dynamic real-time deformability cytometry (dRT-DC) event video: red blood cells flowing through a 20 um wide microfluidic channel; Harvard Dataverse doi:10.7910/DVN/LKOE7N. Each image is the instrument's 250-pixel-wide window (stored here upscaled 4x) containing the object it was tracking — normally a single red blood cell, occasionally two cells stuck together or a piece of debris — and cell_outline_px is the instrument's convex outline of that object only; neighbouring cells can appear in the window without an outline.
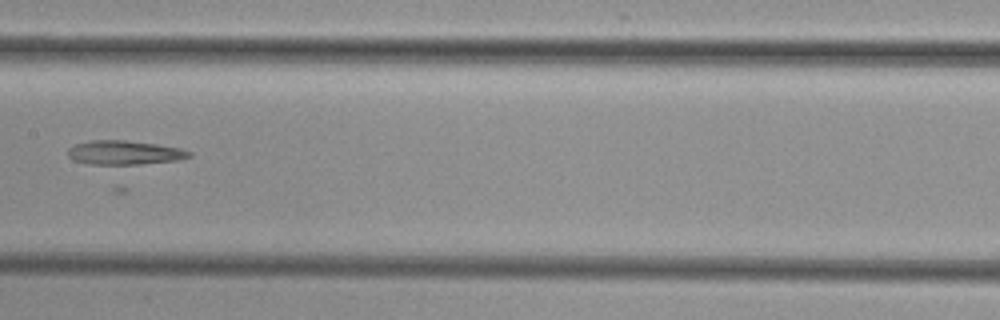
{"species": "common noctule bat (a hibernating species)", "species_latin": "Nyctalus noctula", "temperature_condition": "cold", "stored_images_in_passage": 7, "camera_frame_rate_fps": 3000, "um_per_image_px": 0.085, "animal": {"sex": "female", "body_mass_g": 29.2, "forearm_length_mm": 56.3}, "frame": {"image": 1, "passage_image": 5, "time_ms": 4.667, "image_size_px": [1000, 320], "cell_outline_px": [[192, 156], [176, 160], [140, 164], [88, 164], [72, 160], [68, 156], [68, 148], [76, 144], [92, 140], [124, 140], [156, 144], [180, 148], [192, 152]], "centroid_in_image_um": [10.56, 12.97], "position_along_channel_um": 196.8, "area_um2": 16.94}}